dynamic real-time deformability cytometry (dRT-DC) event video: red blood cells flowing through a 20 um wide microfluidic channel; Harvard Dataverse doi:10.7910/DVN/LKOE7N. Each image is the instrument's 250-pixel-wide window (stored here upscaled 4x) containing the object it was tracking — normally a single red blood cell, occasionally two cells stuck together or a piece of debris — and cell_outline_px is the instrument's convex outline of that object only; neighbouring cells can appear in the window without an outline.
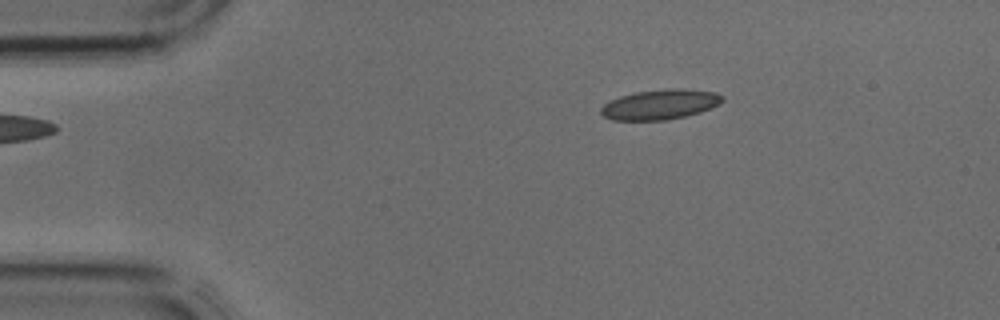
{"species": "common noctule bat (a hibernating species)", "species_latin": "Nyctalus noctula", "temperature_condition": "cold", "stored_images_in_passage": 2, "camera_frame_rate_fps": 3000, "um_per_image_px": 0.085, "animal": {"sex": "male", "body_mass_g": 17.9, "forearm_length_mm": 54.2}, "frame": {"image": 1, "passage_image": 1, "time_ms": 0.0, "image_size_px": [1000, 320], "cell_outline_px": [[724, 100], [720, 104], [712, 108], [700, 112], [668, 120], [612, 120], [604, 116], [600, 112], [600, 108], [604, 104], [620, 96], [636, 92], [672, 88], [684, 88], [716, 92], [724, 96]], "centroid_in_image_um": [56.15, 8.87], "position_along_channel_um": 28.8, "area_um2": 21.33}}